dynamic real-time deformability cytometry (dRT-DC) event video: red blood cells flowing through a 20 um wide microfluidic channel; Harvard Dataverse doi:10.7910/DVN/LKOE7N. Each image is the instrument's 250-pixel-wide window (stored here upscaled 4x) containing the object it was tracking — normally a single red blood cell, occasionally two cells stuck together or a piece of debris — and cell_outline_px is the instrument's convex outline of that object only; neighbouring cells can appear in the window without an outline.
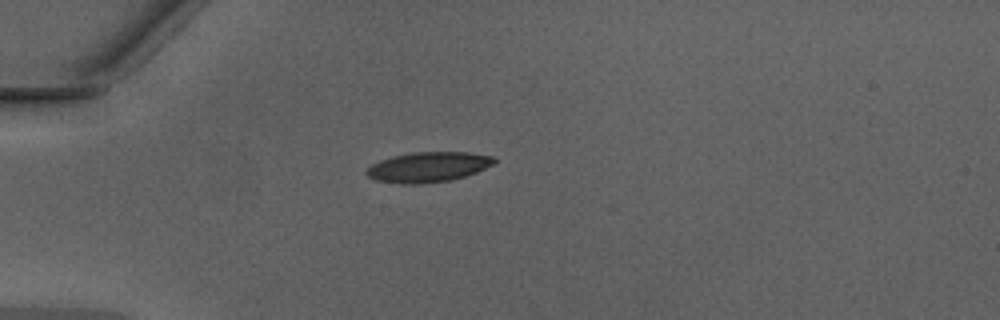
{"species": "Egyptian fruit bat (a non-hibernating species)", "species_latin": "Rousettus aegyptiacus", "temperature_condition": "warm", "stored_images_in_passage": 35, "camera_frame_rate_fps": 3000, "um_per_image_px": 0.085, "animal": {"sex": "male"}, "frame": {"image": 1, "passage_image": 1, "time_ms": 0.0, "image_size_px": [1000, 320], "cell_outline_px": [[496, 160], [492, 164], [476, 172], [452, 180], [420, 184], [400, 184], [376, 180], [368, 176], [364, 172], [372, 164], [380, 160], [392, 156], [412, 152], [468, 152], [492, 156]], "centroid_in_image_um": [36.36, 14.2], "position_along_channel_um": 48.6, "area_um2": 22.37}}
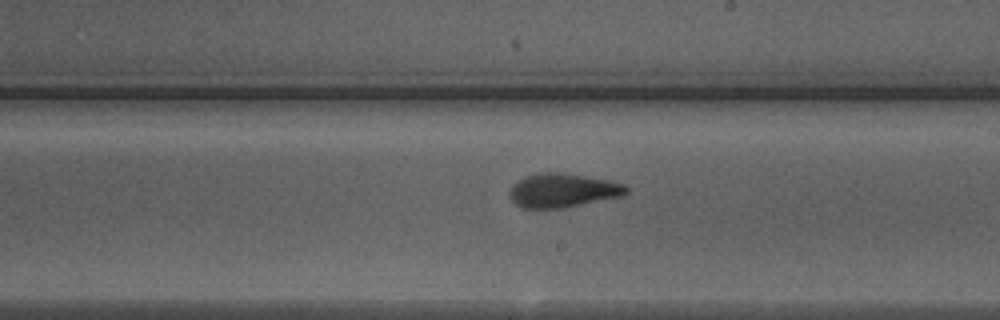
{"frame": {"image": 2, "passage_image": 16, "time_ms": 5.0, "image_size_px": [1000, 320], "cell_outline_px": [[628, 192], [624, 196], [564, 208], [524, 208], [516, 204], [512, 200], [508, 192], [512, 184], [536, 172], [560, 172], [608, 180], [624, 184], [628, 188]], "centroid_in_image_um": [47.85, 16.19], "position_along_channel_um": 241.2, "area_um2": 23.12}}
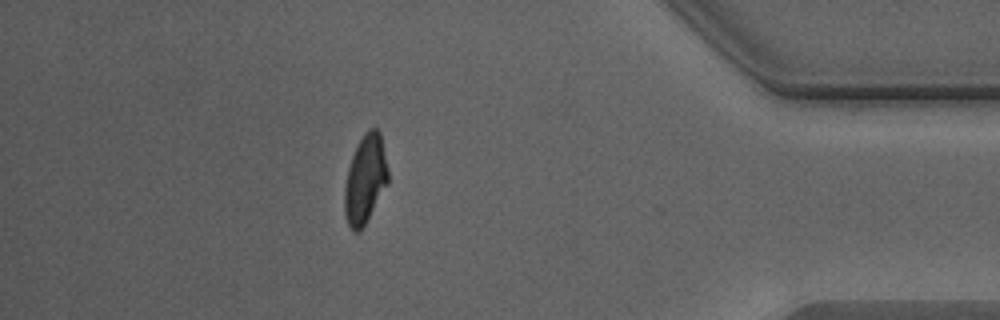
{"frame": {"image": 3, "passage_image": 30, "time_ms": 9.667, "image_size_px": [1000, 320], "cell_outline_px": [[388, 184], [360, 232], [352, 232], [348, 224], [344, 212], [344, 188], [348, 168], [352, 156], [364, 132], [368, 128], [376, 128], [380, 132], [388, 168]], "centroid_in_image_um": [31.04, 15.25], "position_along_channel_um": 404.2, "area_um2": 22.48}, "authors_computed_cell_mechanics": {"area_um2": 22.8888, "velocity_mm_per_s": 4.3014, "shape_relaxation_time_tau1_ms": 5.5888, "shape_relaxation_time_tau2_ms": 1.2733, "deformation_change_tau1": 0.2117, "deformation_change_tau2": 0.0715}}